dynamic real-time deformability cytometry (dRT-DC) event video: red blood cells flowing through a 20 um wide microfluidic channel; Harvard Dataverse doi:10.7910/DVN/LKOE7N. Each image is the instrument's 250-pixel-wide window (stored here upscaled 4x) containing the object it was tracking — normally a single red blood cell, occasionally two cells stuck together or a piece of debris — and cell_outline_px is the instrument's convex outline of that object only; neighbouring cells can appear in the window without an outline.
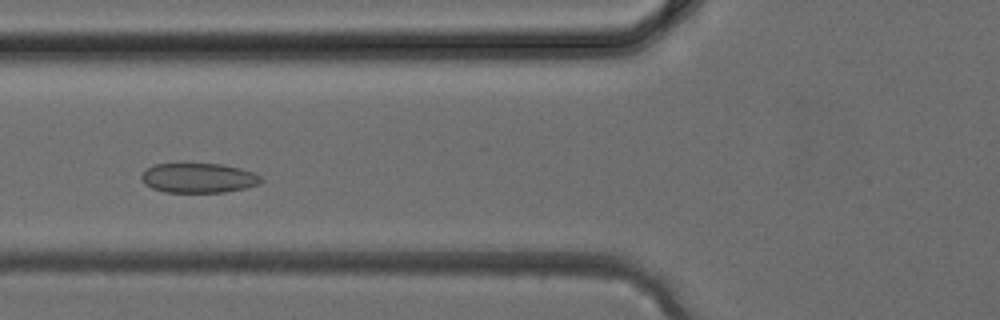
{"species": "common noctule bat (a hibernating species)", "species_latin": "Nyctalus noctula", "temperature_condition": "cold", "stored_images_in_passage": 35, "camera_frame_rate_fps": 3000, "um_per_image_px": 0.085, "animal": {"sex": "female", "body_mass_g": 24.6, "forearm_length_mm": 56.2}, "frame": {"image": 1, "passage_image": 11, "time_ms": 3.333, "image_size_px": [1000, 320], "cell_outline_px": [[264, 180], [260, 184], [244, 188], [224, 192], [164, 192], [152, 188], [144, 184], [140, 176], [152, 164], [220, 164], [240, 168], [252, 172], [260, 176]], "centroid_in_image_um": [16.87, 15.13], "position_along_channel_um": 108.9, "area_um2": 20.63}}
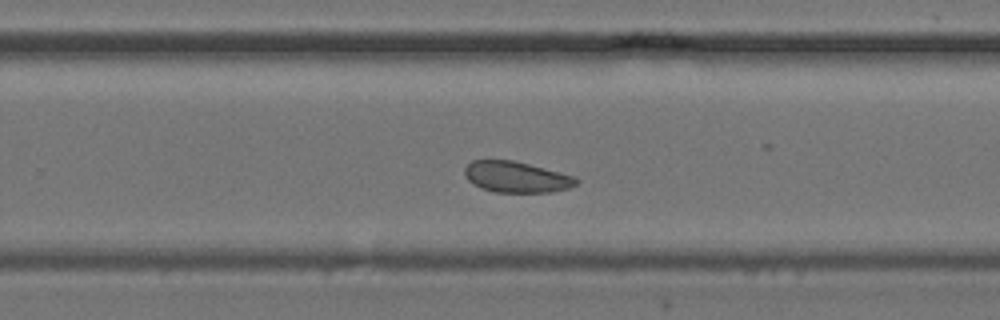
{"frame": {"image": 2, "passage_image": 21, "time_ms": 6.667, "image_size_px": [1000, 320], "cell_outline_px": [[580, 180], [576, 184], [568, 188], [552, 192], [492, 192], [480, 188], [472, 184], [468, 180], [464, 172], [464, 168], [472, 160], [512, 160], [576, 176]], "centroid_in_image_um": [43.88, 15.05], "position_along_channel_um": 285.9, "area_um2": 20.23}}
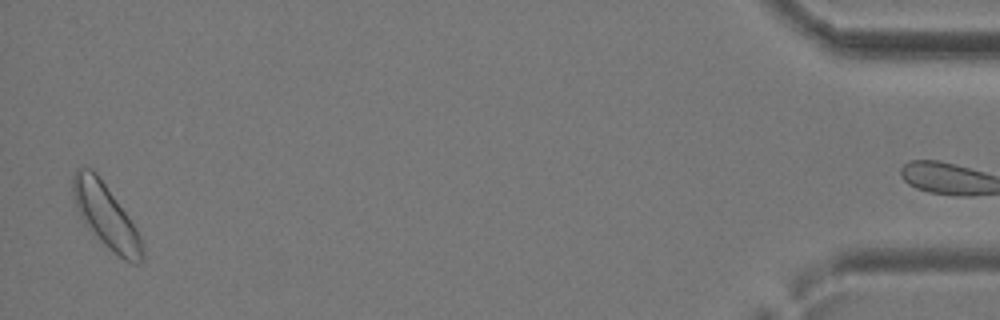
{"frame": {"image": 3, "passage_image": 34, "time_ms": 11.0, "image_size_px": [1000, 320], "cell_outline_px": [[144, 260], [140, 264], [132, 264], [124, 260], [108, 248], [84, 224], [76, 208], [72, 196], [72, 176], [76, 168], [84, 164], [92, 168], [96, 172], [128, 216], [136, 228], [144, 244]], "centroid_in_image_um": [8.99, 18.34], "position_along_channel_um": 426.2, "area_um2": 26.18}}